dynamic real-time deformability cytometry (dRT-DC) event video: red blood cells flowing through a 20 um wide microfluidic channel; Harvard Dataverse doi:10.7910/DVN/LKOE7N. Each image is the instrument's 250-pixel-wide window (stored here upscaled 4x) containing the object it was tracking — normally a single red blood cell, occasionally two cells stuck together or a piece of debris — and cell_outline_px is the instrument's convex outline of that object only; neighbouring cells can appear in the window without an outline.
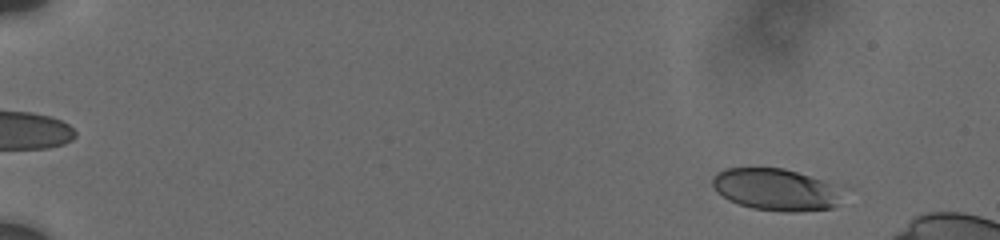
{"species": "human", "species_latin": "Homo sapiens", "temperature_condition": "cold", "stored_images_in_passage": 15, "camera_frame_rate_fps": 3000, "um_per_image_px": 0.085, "donor": {"sex": "male"}, "frame": {"image": 1, "passage_image": 5, "time_ms": 1.333, "image_size_px": [1000, 240], "cell_outline_px": [[836, 204], [832, 208], [796, 212], [784, 212], [752, 208], [728, 200], [716, 192], [712, 184], [712, 176], [716, 172], [724, 168], [784, 168], [820, 180], [828, 184]], "centroid_in_image_um": [65.71, 16.11], "position_along_channel_um": 19.3, "area_um2": 30.63}}
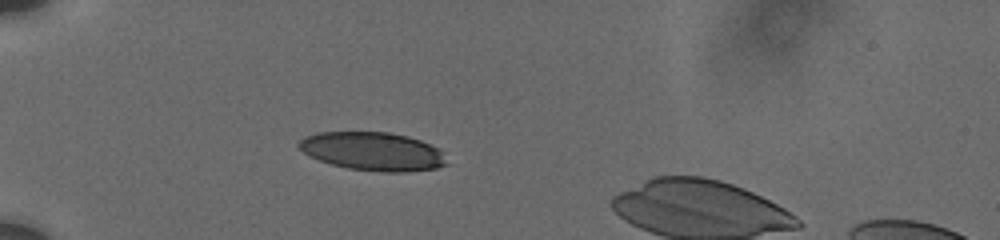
{"frame": {"image": 2, "passage_image": 13, "time_ms": 5.667, "image_size_px": [1000, 240], "cell_outline_px": [[448, 164], [436, 168], [404, 172], [384, 172], [348, 168], [332, 164], [308, 156], [296, 144], [304, 136], [316, 132], [388, 132], [408, 136], [420, 140], [436, 148], [440, 152]], "centroid_in_image_um": [31.63, 12.86], "position_along_channel_um": 53.4, "area_um2": 32.89}}
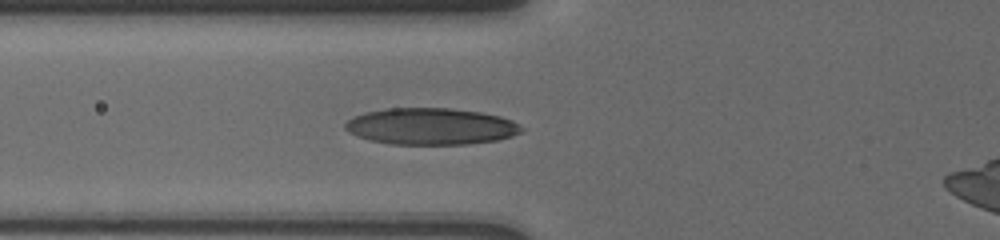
{"frame": {"image": 3, "passage_image": 15, "time_ms": 7.333, "image_size_px": [1000, 240], "cell_outline_px": [[524, 128], [520, 132], [512, 136], [496, 140], [468, 144], [388, 144], [368, 140], [348, 132], [344, 128], [344, 124], [352, 116], [364, 112], [388, 108], [448, 108], [480, 112], [500, 116], [512, 120]], "centroid_in_image_um": [36.58, 10.74], "position_along_channel_um": 89.2, "area_um2": 37.74}}